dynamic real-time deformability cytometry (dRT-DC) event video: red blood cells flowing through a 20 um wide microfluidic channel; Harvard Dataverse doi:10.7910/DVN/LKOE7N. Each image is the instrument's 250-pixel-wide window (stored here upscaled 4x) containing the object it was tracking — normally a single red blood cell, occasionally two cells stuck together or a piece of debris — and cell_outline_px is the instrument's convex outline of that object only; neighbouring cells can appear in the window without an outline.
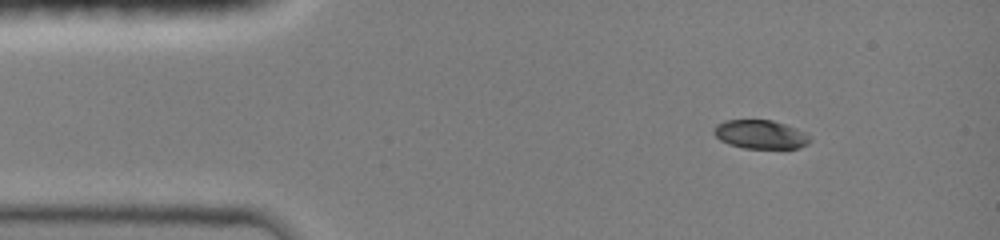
{"species": "common noctule bat (a hibernating species)", "species_latin": "Nyctalus noctula", "temperature_condition": "room temperature", "stored_images_in_passage": 17, "camera_frame_rate_fps": 3000, "um_per_image_px": 0.085, "animal": {"sex": "female", "body_mass_g": 19.0, "forearm_length_mm": 51.5}, "frame": {"image": 1, "passage_image": 7, "time_ms": 1.667, "image_size_px": [1000, 240], "cell_outline_px": [[808, 144], [800, 148], [744, 148], [728, 144], [720, 140], [712, 132], [716, 124], [724, 120], [772, 120], [796, 128], [804, 132], [808, 140]], "centroid_in_image_um": [64.58, 11.42], "position_along_channel_um": 20.4, "area_um2": 15.95}}
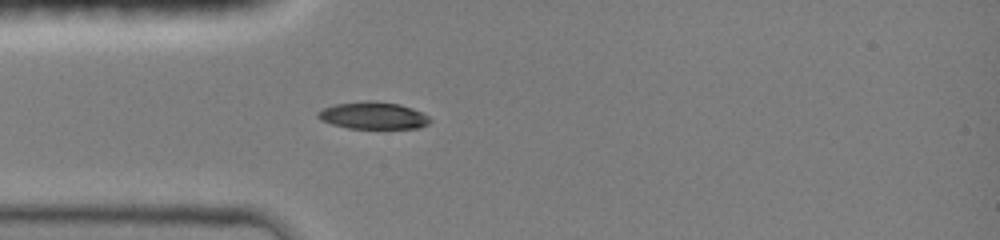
{"frame": {"image": 2, "passage_image": 15, "time_ms": 4.0, "image_size_px": [1000, 240], "cell_outline_px": [[432, 120], [428, 124], [416, 128], [348, 128], [332, 124], [320, 120], [316, 116], [316, 112], [324, 108], [336, 104], [368, 100], [372, 100], [400, 104], [412, 108], [428, 116]], "centroid_in_image_um": [31.7, 9.81], "position_along_channel_um": 53.3, "area_um2": 17.69}}